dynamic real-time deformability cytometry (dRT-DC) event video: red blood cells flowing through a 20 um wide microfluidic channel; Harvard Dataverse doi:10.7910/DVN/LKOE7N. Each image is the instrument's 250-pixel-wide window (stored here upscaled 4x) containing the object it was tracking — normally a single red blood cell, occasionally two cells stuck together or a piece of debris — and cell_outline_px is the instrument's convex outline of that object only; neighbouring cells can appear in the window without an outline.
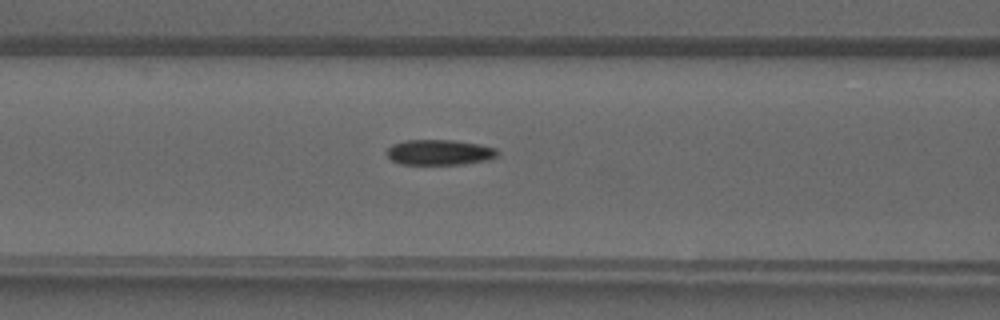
{"species": "common noctule bat (a hibernating species)", "species_latin": "Nyctalus noctula", "temperature_condition": "warm", "stored_images_in_passage": 10, "camera_frame_rate_fps": 3000, "um_per_image_px": 0.085, "animal": {"sex": "male", "forearm_length_mm": 52.5}, "frame": {"image": 1, "passage_image": 6, "time_ms": 1.667, "image_size_px": [1000, 320], "cell_outline_px": [[500, 152], [496, 156], [488, 160], [464, 164], [400, 164], [392, 160], [388, 156], [388, 148], [392, 144], [408, 140], [452, 140], [480, 144], [496, 148]], "centroid_in_image_um": [37.39, 12.95], "position_along_channel_um": 129.2, "area_um2": 16.36}}
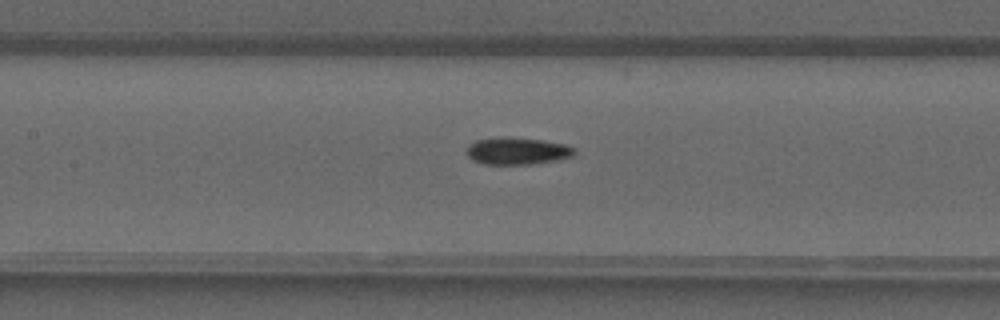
{"frame": {"image": 2, "passage_image": 8, "time_ms": 2.333, "image_size_px": [1000, 320], "cell_outline_px": [[576, 152], [572, 156], [556, 160], [528, 164], [484, 164], [472, 160], [468, 156], [468, 148], [476, 140], [544, 140], [568, 144], [576, 148]], "centroid_in_image_um": [44.07, 12.88], "position_along_channel_um": 163.3, "area_um2": 16.07}}